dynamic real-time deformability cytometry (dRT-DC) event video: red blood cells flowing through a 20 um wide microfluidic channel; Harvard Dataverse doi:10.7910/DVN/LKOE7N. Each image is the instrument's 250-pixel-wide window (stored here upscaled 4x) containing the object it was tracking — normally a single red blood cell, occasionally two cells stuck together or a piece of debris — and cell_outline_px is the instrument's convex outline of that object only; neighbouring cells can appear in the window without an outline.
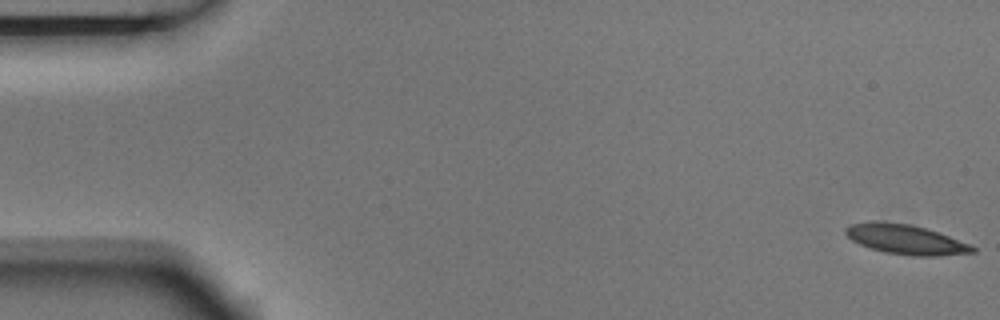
{"species": "Egyptian fruit bat (a non-hibernating species)", "species_latin": "Rousettus aegyptiacus", "temperature_condition": "room temperature", "stored_images_in_passage": 5, "camera_frame_rate_fps": 3000, "um_per_image_px": 0.085, "animal": {"sex": "male"}, "frame": {"image": 1, "passage_image": 1, "time_ms": 0.0, "image_size_px": [1000, 320], "cell_outline_px": [[976, 252], [940, 256], [912, 256], [884, 252], [860, 244], [852, 240], [844, 232], [844, 228], [848, 224], [868, 220], [876, 220], [908, 224], [924, 228], [948, 236], [968, 244], [976, 248]], "centroid_in_image_um": [76.91, 20.34], "position_along_channel_um": 8.1, "area_um2": 21.96}}
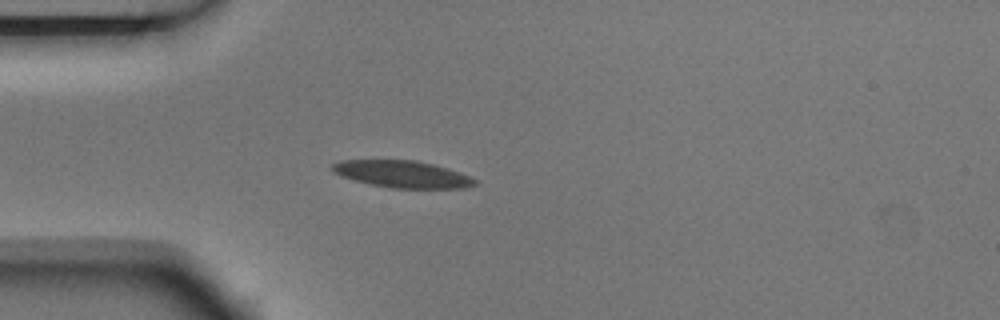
{"frame": {"image": 2, "passage_image": 5, "time_ms": 1.333, "image_size_px": [1000, 320], "cell_outline_px": [[480, 184], [464, 188], [388, 188], [352, 180], [340, 176], [332, 172], [332, 164], [340, 160], [416, 160], [448, 168], [468, 176], [476, 180]], "centroid_in_image_um": [34.17, 14.81], "position_along_channel_um": 50.8, "area_um2": 22.54}}